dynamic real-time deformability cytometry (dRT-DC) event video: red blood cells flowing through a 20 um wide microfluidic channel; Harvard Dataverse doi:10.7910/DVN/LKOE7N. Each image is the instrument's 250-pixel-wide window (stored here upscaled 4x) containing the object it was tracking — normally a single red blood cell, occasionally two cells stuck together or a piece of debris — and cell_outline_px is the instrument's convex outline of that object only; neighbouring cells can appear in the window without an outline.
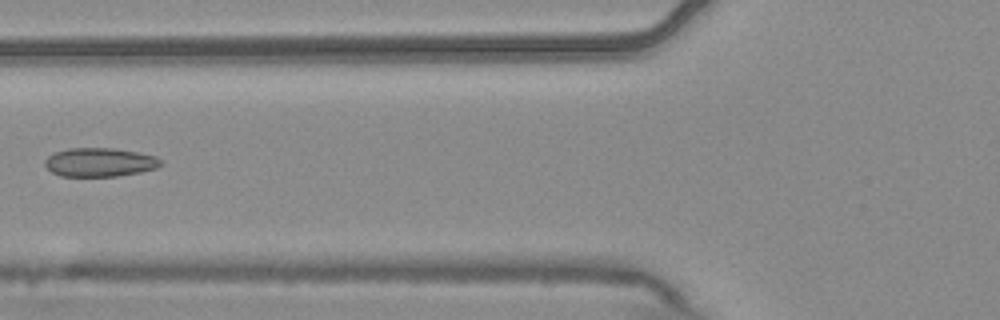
{"species": "common noctule bat (a hibernating species)", "species_latin": "Nyctalus noctula", "temperature_condition": "warm", "stored_images_in_passage": 6, "camera_frame_rate_fps": 3000, "um_per_image_px": 0.085, "animal": {"sex": "male", "body_mass_g": 20.4}, "frame": {"image": 1, "passage_image": 5, "time_ms": 1.333, "image_size_px": [1000, 320], "cell_outline_px": [[160, 164], [156, 168], [140, 172], [116, 176], [60, 176], [52, 172], [44, 164], [44, 160], [48, 156], [56, 152], [68, 148], [112, 148], [136, 152], [156, 156], [160, 160]], "centroid_in_image_um": [8.44, 13.79], "position_along_channel_um": 117.4, "area_um2": 19.25}}
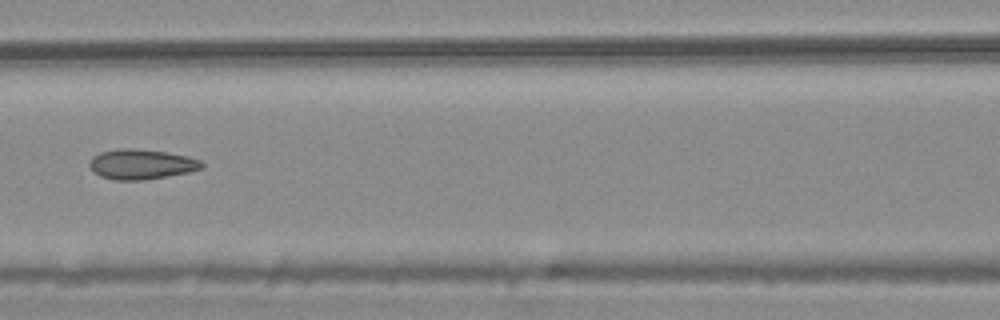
{"frame": {"image": 2, "passage_image": 6, "time_ms": 1.667, "image_size_px": [1000, 320], "cell_outline_px": [[204, 168], [188, 172], [168, 176], [144, 180], [112, 180], [100, 176], [92, 172], [88, 164], [88, 160], [92, 156], [100, 152], [120, 148], [132, 148], [164, 152], [188, 156], [200, 160], [204, 164]], "centroid_in_image_um": [11.97, 13.97], "position_along_channel_um": 154.6, "area_um2": 19.88}}